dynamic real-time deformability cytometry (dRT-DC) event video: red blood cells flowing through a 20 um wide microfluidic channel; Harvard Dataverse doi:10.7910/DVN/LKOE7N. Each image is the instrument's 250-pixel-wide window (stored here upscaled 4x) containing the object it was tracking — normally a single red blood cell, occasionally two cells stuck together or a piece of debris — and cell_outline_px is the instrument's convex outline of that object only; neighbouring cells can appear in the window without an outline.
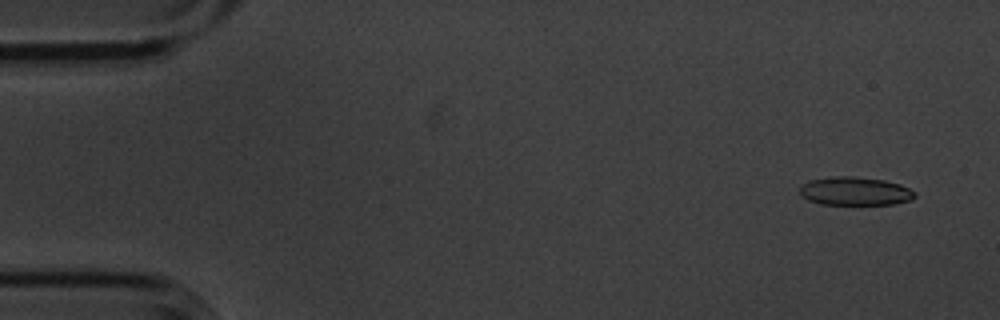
{"species": "common noctule bat (a hibernating species)", "species_latin": "Nyctalus noctula", "temperature_condition": "cold", "stored_images_in_passage": 5, "camera_frame_rate_fps": 3000, "um_per_image_px": 0.085, "animal": {"sex": "male", "body_mass_g": 20.1, "forearm_length_mm": 53.5}, "frame": {"image": 1, "passage_image": 1, "time_ms": 0.0, "image_size_px": [1000, 320], "cell_outline_px": [[916, 196], [912, 200], [892, 204], [820, 204], [808, 200], [800, 192], [800, 188], [808, 180], [832, 176], [852, 176], [884, 180], [900, 184], [916, 192]], "centroid_in_image_um": [72.7, 16.24], "position_along_channel_um": 12.3, "area_um2": 19.02}}